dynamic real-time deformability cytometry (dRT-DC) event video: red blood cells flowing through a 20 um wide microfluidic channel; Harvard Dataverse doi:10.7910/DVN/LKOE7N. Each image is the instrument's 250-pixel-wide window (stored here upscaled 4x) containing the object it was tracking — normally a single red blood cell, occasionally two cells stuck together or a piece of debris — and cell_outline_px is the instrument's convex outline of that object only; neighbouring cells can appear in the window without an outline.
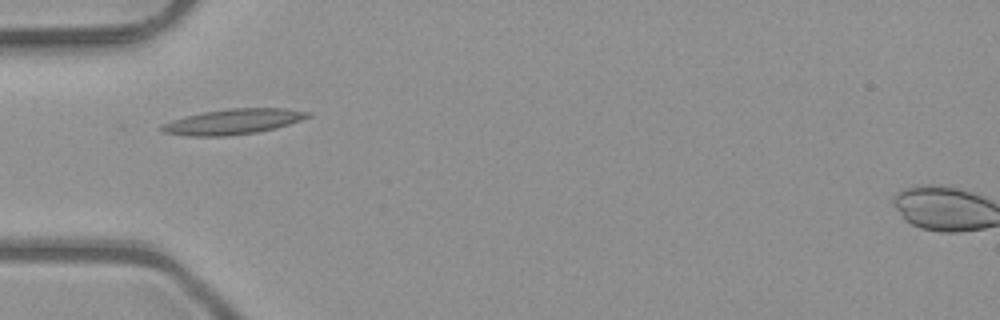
{"species": "common noctule bat (a hibernating species)", "species_latin": "Nyctalus noctula", "temperature_condition": "room temperature", "stored_images_in_passage": 4, "camera_frame_rate_fps": 3000, "um_per_image_px": 0.085, "animal": {"sex": "male", "body_mass_g": 23.1, "forearm_length_mm": 52.7}, "frame": {"image": 1, "passage_image": 2, "time_ms": 0.333, "image_size_px": [1000, 320], "cell_outline_px": [[312, 116], [276, 128], [256, 132], [228, 136], [188, 136], [164, 132], [156, 128], [160, 124], [184, 116], [204, 112], [228, 108], [284, 108], [312, 112]], "centroid_in_image_um": [19.78, 10.34], "position_along_channel_um": 65.2, "area_um2": 21.73}}
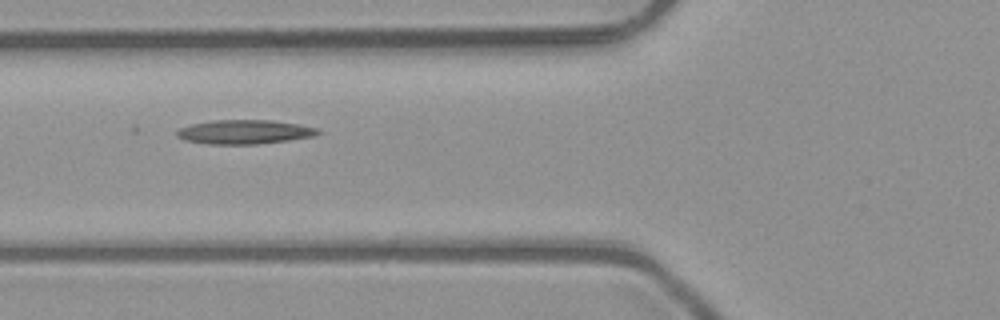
{"frame": {"image": 2, "passage_image": 3, "time_ms": 0.667, "image_size_px": [1000, 320], "cell_outline_px": [[320, 132], [312, 136], [288, 140], [256, 144], [208, 144], [184, 140], [176, 136], [176, 132], [180, 128], [192, 124], [212, 120], [272, 120], [296, 124], [316, 128]], "centroid_in_image_um": [20.72, 11.21], "position_along_channel_um": 105.1, "area_um2": 19.59}}
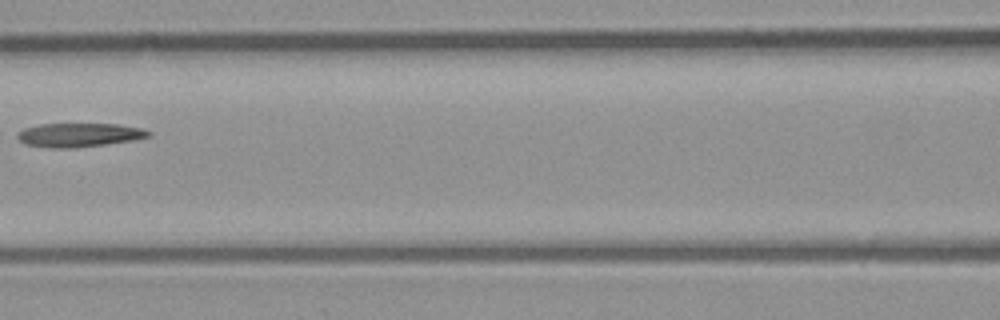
{"frame": {"image": 3, "passage_image": 4, "time_ms": 1.0, "image_size_px": [1000, 320], "cell_outline_px": [[152, 136], [132, 140], [104, 144], [72, 148], [52, 148], [24, 144], [16, 136], [16, 132], [24, 128], [40, 124], [116, 124], [144, 128], [152, 132]], "centroid_in_image_um": [6.72, 11.46], "position_along_channel_um": 159.9, "area_um2": 18.26}}